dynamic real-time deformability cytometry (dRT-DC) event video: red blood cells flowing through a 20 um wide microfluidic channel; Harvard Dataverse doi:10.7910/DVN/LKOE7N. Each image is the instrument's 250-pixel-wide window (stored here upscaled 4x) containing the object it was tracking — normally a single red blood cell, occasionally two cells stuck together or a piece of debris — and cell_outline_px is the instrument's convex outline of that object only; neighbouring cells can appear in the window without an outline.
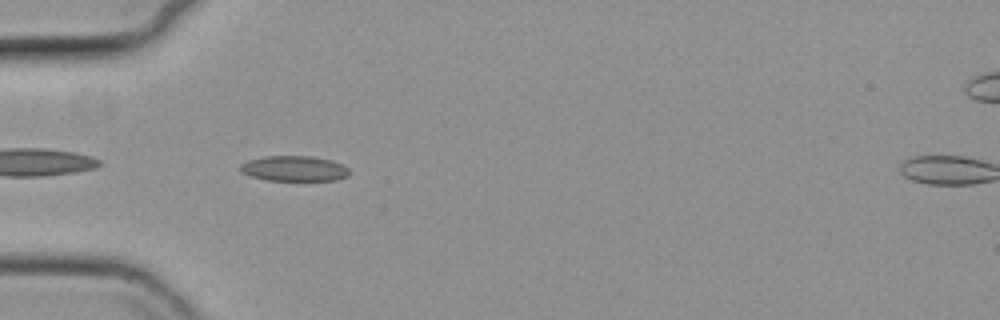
{"species": "common noctule bat (a hibernating species)", "species_latin": "Nyctalus noctula", "temperature_condition": "cold", "stored_images_in_passage": 40, "camera_frame_rate_fps": 3000, "um_per_image_px": 0.085, "animal": {"sex": "female", "body_mass_g": 19.3, "forearm_length_mm": 54.1}, "frame": {"image": 1, "passage_image": 2, "time_ms": 0.333, "image_size_px": [1000, 320], "cell_outline_px": [[348, 176], [336, 180], [264, 180], [240, 172], [240, 164], [248, 160], [264, 156], [312, 156], [332, 160], [348, 168]], "centroid_in_image_um": [24.98, 14.32], "position_along_channel_um": 60.0, "area_um2": 16.07}}
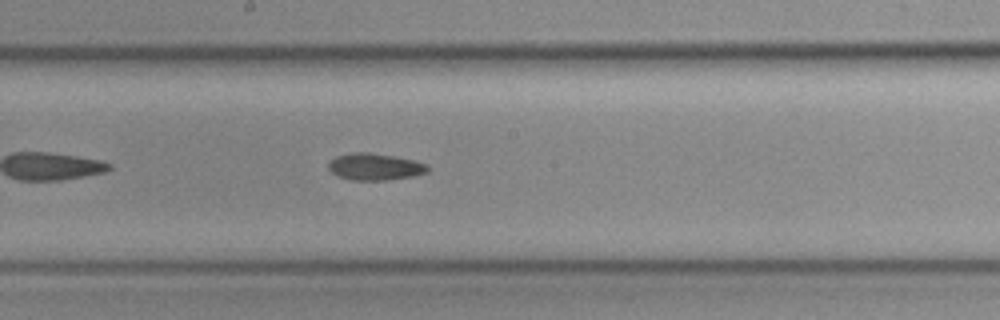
{"frame": {"image": 2, "passage_image": 15, "time_ms": 4.667, "image_size_px": [1000, 320], "cell_outline_px": [[428, 172], [412, 176], [388, 180], [352, 180], [336, 176], [328, 168], [328, 164], [336, 156], [352, 152], [368, 152], [392, 156], [412, 160], [428, 164]], "centroid_in_image_um": [31.85, 14.18], "position_along_channel_um": 216.4, "area_um2": 15.43}}
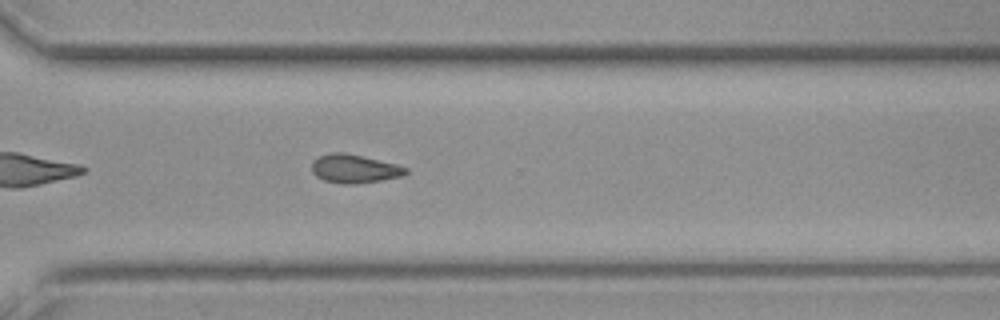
{"frame": {"image": 3, "passage_image": 25, "time_ms": 8.0, "image_size_px": [1000, 320], "cell_outline_px": [[408, 172], [404, 176], [356, 184], [344, 184], [324, 180], [316, 176], [312, 172], [312, 160], [328, 152], [344, 152], [396, 164], [408, 168]], "centroid_in_image_um": [30.11, 14.34], "position_along_channel_um": 340.5, "area_um2": 15.66}}